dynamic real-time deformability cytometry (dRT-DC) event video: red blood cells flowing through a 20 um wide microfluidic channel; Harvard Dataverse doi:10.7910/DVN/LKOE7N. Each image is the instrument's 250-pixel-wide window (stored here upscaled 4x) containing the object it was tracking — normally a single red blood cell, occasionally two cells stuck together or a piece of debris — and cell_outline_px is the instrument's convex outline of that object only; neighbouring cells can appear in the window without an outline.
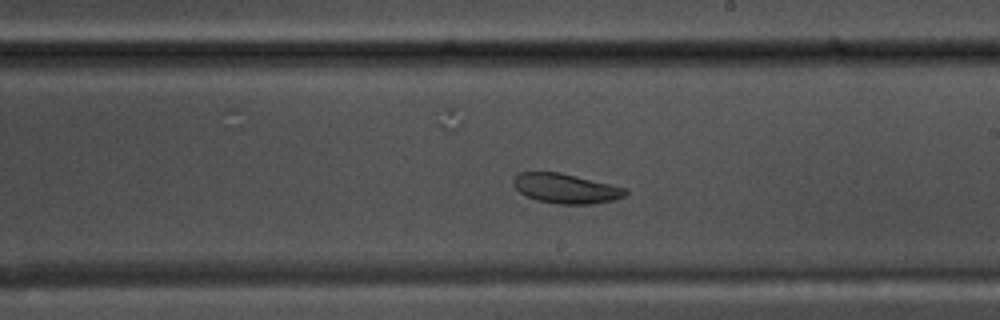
{"species": "common noctule bat (a hibernating species)", "species_latin": "Nyctalus noctula", "temperature_condition": "warm", "stored_images_in_passage": 46, "camera_frame_rate_fps": 3000, "um_per_image_px": 0.085, "animal": {"sex": "male", "body_mass_g": 17.5, "forearm_length_mm": 52.3}, "frame": {"image": 1, "passage_image": 23, "time_ms": 7.333, "image_size_px": [1000, 320], "cell_outline_px": [[628, 192], [624, 196], [612, 200], [596, 204], [556, 204], [536, 200], [520, 192], [512, 184], [512, 180], [516, 172], [560, 172], [612, 184], [624, 188]], "centroid_in_image_um": [48.06, 16.01], "position_along_channel_um": 240.9, "area_um2": 19.54}}
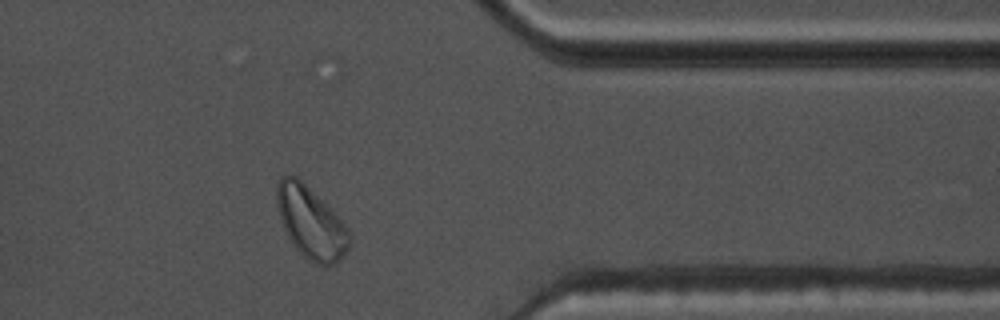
{"frame": {"image": 2, "passage_image": 36, "time_ms": 11.667, "image_size_px": [1000, 320], "cell_outline_px": [[352, 244], [344, 256], [336, 264], [324, 268], [312, 264], [296, 248], [288, 236], [280, 220], [276, 204], [276, 184], [280, 176], [296, 176], [348, 228], [352, 236]], "centroid_in_image_um": [26.44, 19.01], "position_along_channel_um": 385.0, "area_um2": 30.35}}
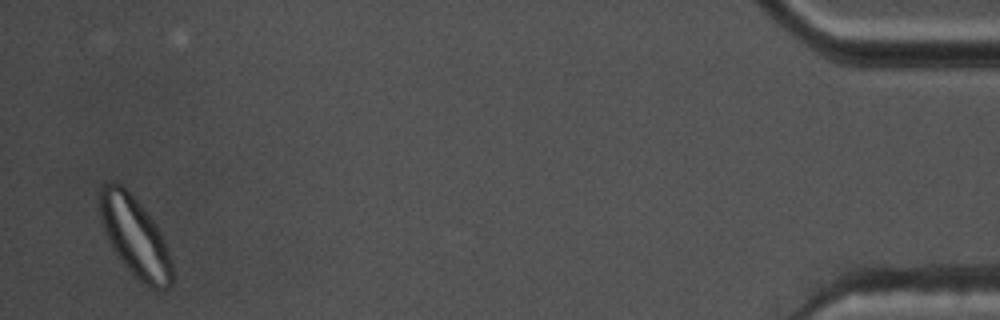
{"frame": {"image": 3, "passage_image": 45, "time_ms": 14.667, "image_size_px": [1000, 320], "cell_outline_px": [[172, 284], [168, 288], [152, 288], [144, 284], [132, 276], [120, 260], [112, 248], [108, 240], [100, 220], [100, 188], [104, 184], [112, 180], [120, 184], [144, 208], [156, 224], [160, 232], [172, 260]], "centroid_in_image_um": [11.46, 20.14], "position_along_channel_um": 423.7, "area_um2": 33.58}, "authors_computed_cell_mechanics": {"area_um2": 22.9466, "velocity_mm_per_s": 3.6276, "shape_relaxation_time_tau1_ms": null, "shape_relaxation_time_tau2_ms": 1.5092, "deformation_change_tau1": null, "deformation_change_tau2": 0.0379}}